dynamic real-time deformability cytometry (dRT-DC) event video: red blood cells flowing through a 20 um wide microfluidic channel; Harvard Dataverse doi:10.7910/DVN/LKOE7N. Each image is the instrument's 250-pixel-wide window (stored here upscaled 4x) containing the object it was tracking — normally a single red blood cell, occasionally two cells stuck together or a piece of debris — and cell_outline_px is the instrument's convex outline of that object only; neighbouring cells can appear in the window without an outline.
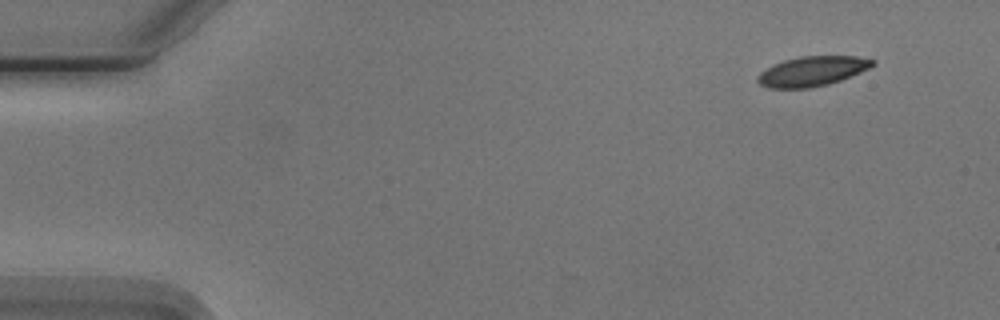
{"species": "Egyptian fruit bat (a non-hibernating species)", "species_latin": "Rousettus aegyptiacus", "temperature_condition": "cold", "stored_images_in_passage": 5, "camera_frame_rate_fps": 3000, "um_per_image_px": 0.085, "animal": {"sex": "male"}, "frame": {"image": 1, "passage_image": 1, "time_ms": 0.0, "image_size_px": [1000, 320], "cell_outline_px": [[876, 64], [860, 72], [840, 80], [828, 84], [808, 88], [768, 88], [760, 84], [756, 80], [756, 76], [760, 72], [772, 64], [784, 60], [800, 56], [856, 56], [876, 60]], "centroid_in_image_um": [69.0, 6.05], "position_along_channel_um": 16.0, "area_um2": 20.0}}
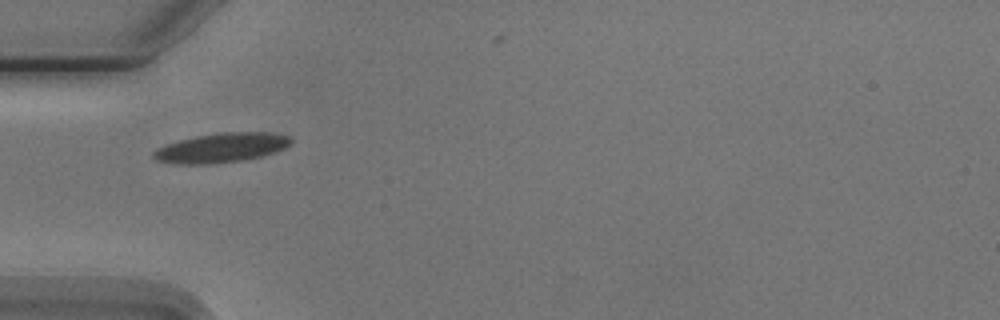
{"frame": {"image": 2, "passage_image": 4, "time_ms": 4.333, "image_size_px": [1000, 320], "cell_outline_px": [[292, 144], [284, 148], [260, 156], [240, 160], [208, 164], [176, 164], [156, 160], [152, 156], [152, 152], [156, 148], [164, 144], [196, 136], [220, 132], [268, 132], [288, 136], [292, 140]], "centroid_in_image_um": [18.76, 12.55], "position_along_channel_um": 66.2, "area_um2": 23.47}}
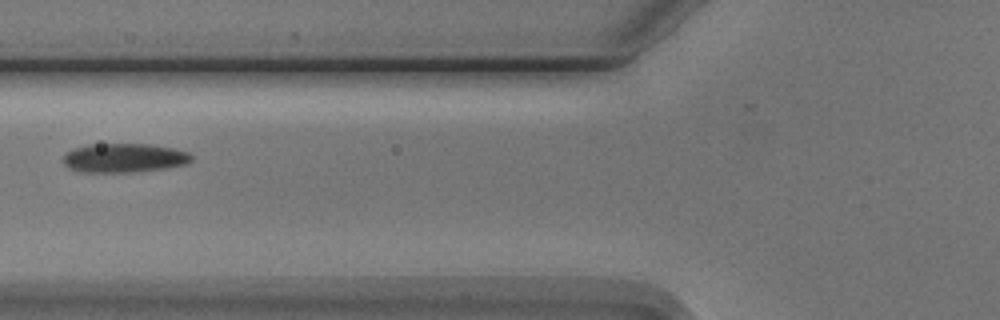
{"frame": {"image": 3, "passage_image": 5, "time_ms": 5.667, "image_size_px": [1000, 320], "cell_outline_px": [[192, 160], [188, 164], [164, 168], [132, 172], [80, 172], [68, 168], [64, 164], [64, 152], [72, 148], [88, 144], [152, 144], [176, 148], [188, 152], [192, 156]], "centroid_in_image_um": [10.54, 13.41], "position_along_channel_um": 115.3, "area_um2": 22.02}}